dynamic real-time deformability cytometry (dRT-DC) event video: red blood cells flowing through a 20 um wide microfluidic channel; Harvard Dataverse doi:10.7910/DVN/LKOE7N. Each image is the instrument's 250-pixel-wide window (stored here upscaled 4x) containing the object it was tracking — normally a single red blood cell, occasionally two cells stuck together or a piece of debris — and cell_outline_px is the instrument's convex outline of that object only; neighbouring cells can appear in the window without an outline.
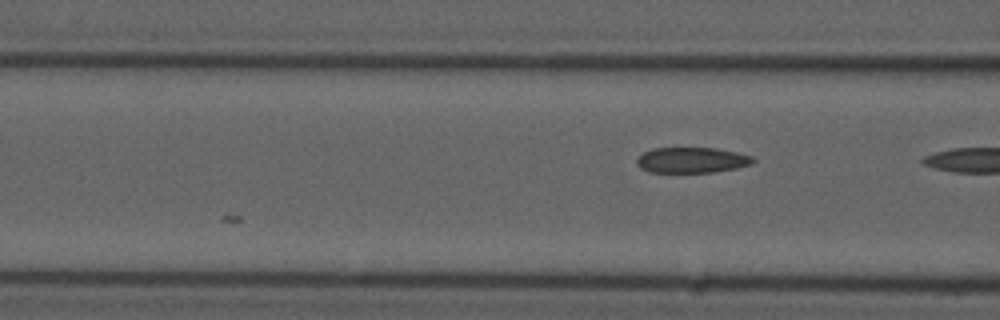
{"species": "common noctule bat (a hibernating species)", "species_latin": "Nyctalus noctula", "temperature_condition": "cold", "stored_images_in_passage": 5, "camera_frame_rate_fps": 3000, "um_per_image_px": 0.085, "animal": {"sex": "male", "forearm_length_mm": 52.5}, "frame": {"image": 1, "passage_image": 5, "time_ms": 1.333, "image_size_px": [1000, 320], "cell_outline_px": [[756, 160], [752, 164], [736, 168], [712, 172], [648, 172], [640, 168], [636, 164], [636, 160], [644, 152], [652, 148], [716, 148], [736, 152], [752, 156]], "centroid_in_image_um": [58.8, 13.61], "position_along_channel_um": 107.8, "area_um2": 17.34}}